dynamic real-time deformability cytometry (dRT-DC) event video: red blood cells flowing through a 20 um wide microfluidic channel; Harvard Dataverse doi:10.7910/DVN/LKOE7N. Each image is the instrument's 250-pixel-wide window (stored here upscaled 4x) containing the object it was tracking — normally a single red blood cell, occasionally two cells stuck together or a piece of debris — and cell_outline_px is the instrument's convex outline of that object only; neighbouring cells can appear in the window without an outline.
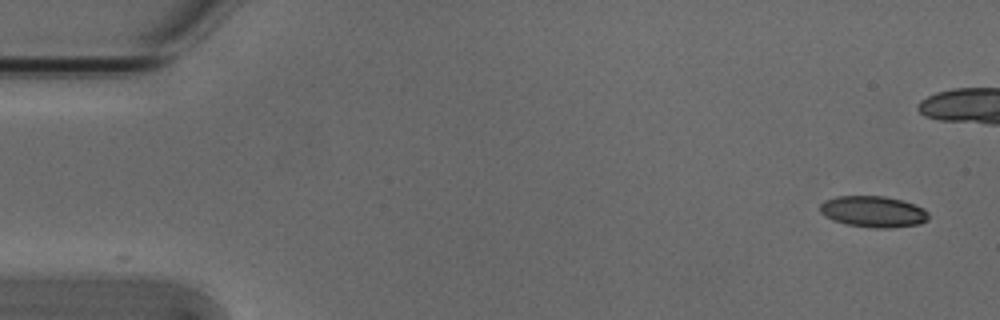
{"species": "Egyptian fruit bat (a non-hibernating species)", "species_latin": "Rousettus aegyptiacus", "temperature_condition": "cold", "stored_images_in_passage": 10, "camera_frame_rate_fps": 3000, "um_per_image_px": 0.085, "animal": {"sex": "male"}, "frame": {"image": 1, "passage_image": 1, "time_ms": 0.0, "image_size_px": [1000, 320], "cell_outline_px": [[928, 220], [920, 224], [892, 228], [876, 228], [844, 224], [832, 220], [824, 216], [820, 212], [820, 204], [824, 200], [836, 196], [884, 196], [900, 200], [924, 208], [928, 212]], "centroid_in_image_um": [74.2, 17.99], "position_along_channel_um": 10.8, "area_um2": 19.88}}
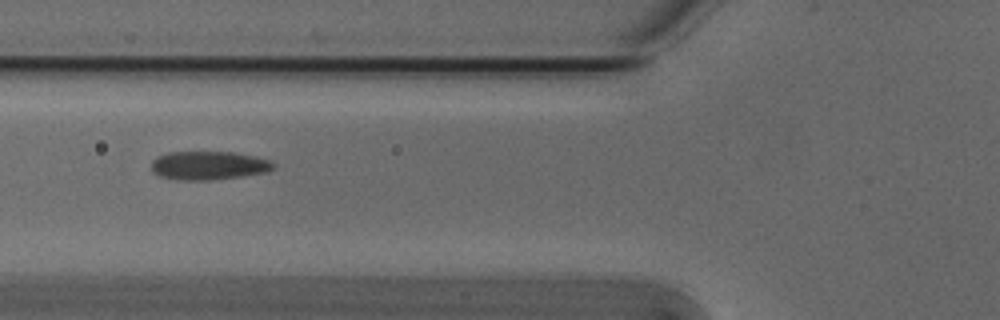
{"frame": {"image": 2, "passage_image": 7, "time_ms": 2.0, "image_size_px": [1000, 320], "cell_outline_px": [[276, 164], [268, 172], [244, 176], [212, 180], [180, 180], [160, 176], [152, 172], [152, 160], [156, 156], [168, 152], [232, 152], [252, 156], [268, 160]], "centroid_in_image_um": [17.71, 14.07], "position_along_channel_um": 108.1, "area_um2": 20.35}}
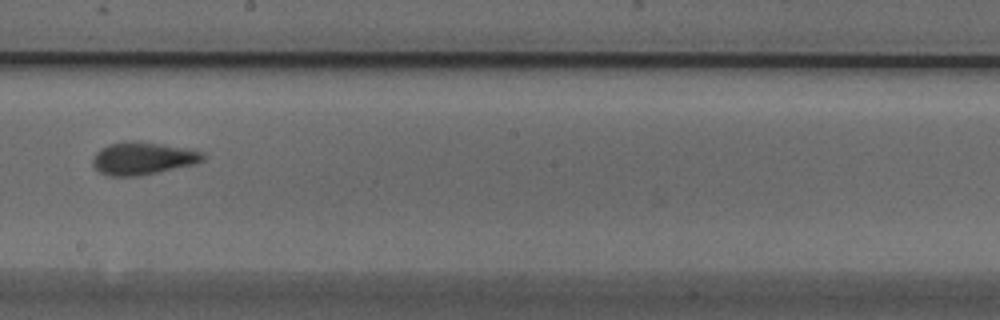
{"frame": {"image": 3, "passage_image": 10, "time_ms": 3.0, "image_size_px": [1000, 320], "cell_outline_px": [[208, 156], [204, 160], [196, 164], [140, 176], [108, 176], [100, 172], [92, 164], [92, 160], [96, 152], [100, 148], [108, 144], [128, 140], [136, 140], [192, 148], [204, 152]], "centroid_in_image_um": [12.2, 13.44], "position_along_channel_um": 236.0, "area_um2": 21.56}}